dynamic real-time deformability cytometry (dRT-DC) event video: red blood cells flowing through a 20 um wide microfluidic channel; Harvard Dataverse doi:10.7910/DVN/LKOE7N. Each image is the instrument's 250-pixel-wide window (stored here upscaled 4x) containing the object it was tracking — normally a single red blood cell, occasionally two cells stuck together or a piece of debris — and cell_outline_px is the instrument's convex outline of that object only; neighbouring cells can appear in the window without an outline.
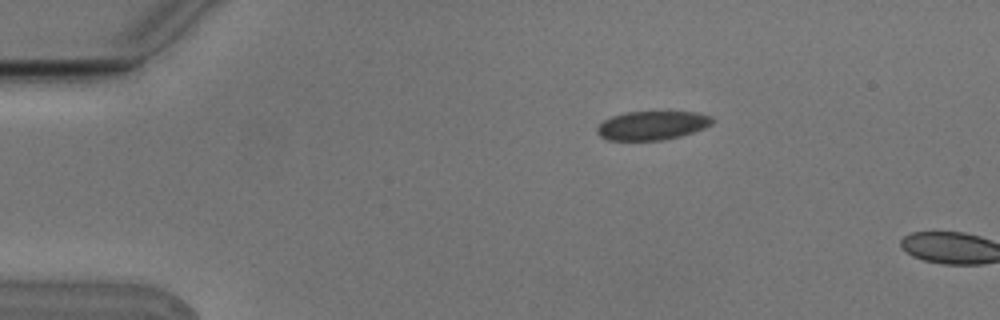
{"species": "Egyptian fruit bat (a non-hibernating species)", "species_latin": "Rousettus aegyptiacus", "temperature_condition": "cold", "stored_images_in_passage": 2, "camera_frame_rate_fps": 3000, "um_per_image_px": 0.085, "animal": {"sex": "male"}, "frame": {"image": 1, "passage_image": 1, "time_ms": 0.0, "image_size_px": [1000, 320], "cell_outline_px": [[716, 120], [712, 124], [704, 128], [680, 136], [660, 140], [608, 140], [600, 136], [596, 132], [596, 128], [604, 120], [612, 116], [624, 112], [696, 112], [712, 116]], "centroid_in_image_um": [55.44, 10.66], "position_along_channel_um": 29.6, "area_um2": 19.36}}